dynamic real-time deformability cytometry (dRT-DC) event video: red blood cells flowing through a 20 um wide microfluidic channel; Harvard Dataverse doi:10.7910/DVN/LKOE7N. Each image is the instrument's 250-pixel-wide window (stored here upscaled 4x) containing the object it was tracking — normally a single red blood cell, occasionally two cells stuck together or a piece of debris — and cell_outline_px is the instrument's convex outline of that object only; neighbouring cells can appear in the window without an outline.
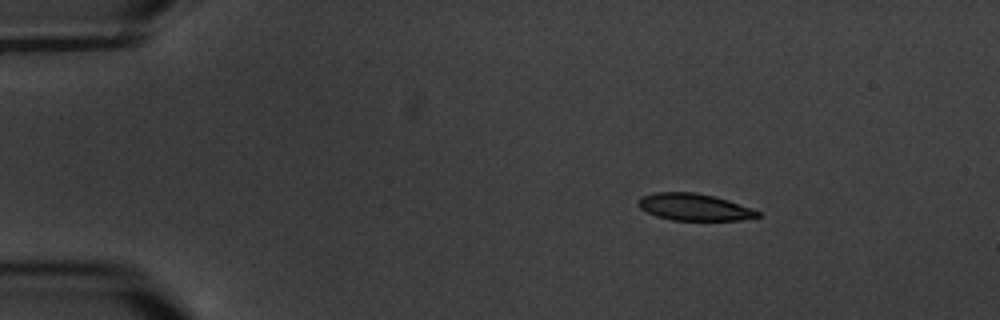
{"species": "common noctule bat (a hibernating species)", "species_latin": "Nyctalus noctula", "temperature_condition": "warm", "stored_images_in_passage": 5, "camera_frame_rate_fps": 3000, "um_per_image_px": 0.085, "animal": {"sex": "male", "body_mass_g": 20.1, "forearm_length_mm": 53.5}, "frame": {"image": 1, "passage_image": 1, "time_ms": 0.0, "image_size_px": [1000, 320], "cell_outline_px": [[760, 216], [740, 220], [672, 220], [656, 216], [640, 208], [636, 204], [640, 196], [656, 192], [692, 192], [716, 196], [752, 208], [760, 212]], "centroid_in_image_um": [58.98, 17.59], "position_along_channel_um": 26.0, "area_um2": 18.79}}
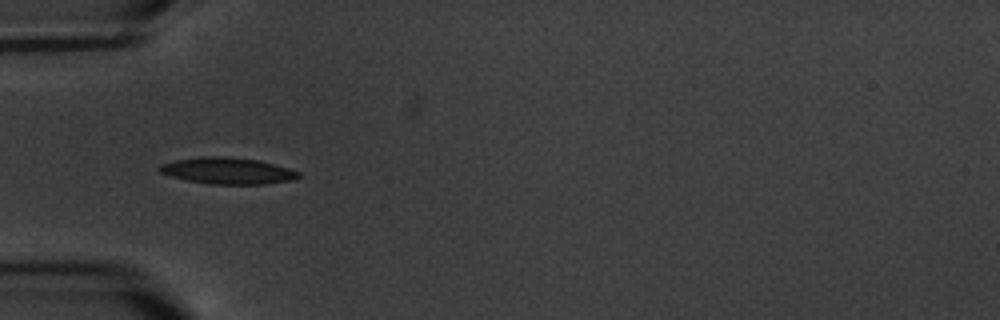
{"frame": {"image": 2, "passage_image": 4, "time_ms": 3.333, "image_size_px": [1000, 320], "cell_outline_px": [[300, 176], [292, 180], [264, 184], [208, 184], [188, 180], [172, 176], [160, 172], [156, 168], [160, 164], [176, 160], [200, 156], [224, 156], [260, 160], [288, 168], [300, 172]], "centroid_in_image_um": [19.34, 14.51], "position_along_channel_um": 65.7, "area_um2": 21.44}}